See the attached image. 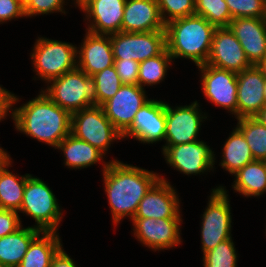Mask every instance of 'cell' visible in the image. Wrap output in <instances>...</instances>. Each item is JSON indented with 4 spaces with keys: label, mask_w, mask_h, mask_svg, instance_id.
<instances>
[{
    "label": "cell",
    "mask_w": 266,
    "mask_h": 267,
    "mask_svg": "<svg viewBox=\"0 0 266 267\" xmlns=\"http://www.w3.org/2000/svg\"><path fill=\"white\" fill-rule=\"evenodd\" d=\"M257 66L262 70L263 75L266 78V58Z\"/></svg>",
    "instance_id": "cell-44"
},
{
    "label": "cell",
    "mask_w": 266,
    "mask_h": 267,
    "mask_svg": "<svg viewBox=\"0 0 266 267\" xmlns=\"http://www.w3.org/2000/svg\"><path fill=\"white\" fill-rule=\"evenodd\" d=\"M47 84V88L42 91L70 114L97 105L95 80L78 67Z\"/></svg>",
    "instance_id": "cell-4"
},
{
    "label": "cell",
    "mask_w": 266,
    "mask_h": 267,
    "mask_svg": "<svg viewBox=\"0 0 266 267\" xmlns=\"http://www.w3.org/2000/svg\"><path fill=\"white\" fill-rule=\"evenodd\" d=\"M19 212L32 217L36 222L34 227L42 232H57L63 217L52 190L42 179L31 174L26 180Z\"/></svg>",
    "instance_id": "cell-5"
},
{
    "label": "cell",
    "mask_w": 266,
    "mask_h": 267,
    "mask_svg": "<svg viewBox=\"0 0 266 267\" xmlns=\"http://www.w3.org/2000/svg\"><path fill=\"white\" fill-rule=\"evenodd\" d=\"M263 92H264V100H265V105H266V78H265V84H264Z\"/></svg>",
    "instance_id": "cell-46"
},
{
    "label": "cell",
    "mask_w": 266,
    "mask_h": 267,
    "mask_svg": "<svg viewBox=\"0 0 266 267\" xmlns=\"http://www.w3.org/2000/svg\"><path fill=\"white\" fill-rule=\"evenodd\" d=\"M18 211L0 209V238L18 230L21 225Z\"/></svg>",
    "instance_id": "cell-38"
},
{
    "label": "cell",
    "mask_w": 266,
    "mask_h": 267,
    "mask_svg": "<svg viewBox=\"0 0 266 267\" xmlns=\"http://www.w3.org/2000/svg\"><path fill=\"white\" fill-rule=\"evenodd\" d=\"M162 21L195 15L196 0H156Z\"/></svg>",
    "instance_id": "cell-34"
},
{
    "label": "cell",
    "mask_w": 266,
    "mask_h": 267,
    "mask_svg": "<svg viewBox=\"0 0 266 267\" xmlns=\"http://www.w3.org/2000/svg\"><path fill=\"white\" fill-rule=\"evenodd\" d=\"M17 102H19L18 96L11 93L9 90L2 88L0 85V121L6 118L8 112L11 113L12 117V107L13 104L15 106V103Z\"/></svg>",
    "instance_id": "cell-40"
},
{
    "label": "cell",
    "mask_w": 266,
    "mask_h": 267,
    "mask_svg": "<svg viewBox=\"0 0 266 267\" xmlns=\"http://www.w3.org/2000/svg\"><path fill=\"white\" fill-rule=\"evenodd\" d=\"M195 15L204 17L216 28L229 27L232 21L225 0H196Z\"/></svg>",
    "instance_id": "cell-31"
},
{
    "label": "cell",
    "mask_w": 266,
    "mask_h": 267,
    "mask_svg": "<svg viewBox=\"0 0 266 267\" xmlns=\"http://www.w3.org/2000/svg\"><path fill=\"white\" fill-rule=\"evenodd\" d=\"M222 151L223 158L219 165L232 175L237 173L246 164L254 161L251 149L242 132L237 127L233 129L225 141Z\"/></svg>",
    "instance_id": "cell-28"
},
{
    "label": "cell",
    "mask_w": 266,
    "mask_h": 267,
    "mask_svg": "<svg viewBox=\"0 0 266 267\" xmlns=\"http://www.w3.org/2000/svg\"><path fill=\"white\" fill-rule=\"evenodd\" d=\"M180 199L177 191L166 178L160 179L139 202L133 218H181Z\"/></svg>",
    "instance_id": "cell-16"
},
{
    "label": "cell",
    "mask_w": 266,
    "mask_h": 267,
    "mask_svg": "<svg viewBox=\"0 0 266 267\" xmlns=\"http://www.w3.org/2000/svg\"><path fill=\"white\" fill-rule=\"evenodd\" d=\"M139 85L123 84L118 92L101 106L106 117L123 134L132 124L137 111L149 99Z\"/></svg>",
    "instance_id": "cell-15"
},
{
    "label": "cell",
    "mask_w": 266,
    "mask_h": 267,
    "mask_svg": "<svg viewBox=\"0 0 266 267\" xmlns=\"http://www.w3.org/2000/svg\"><path fill=\"white\" fill-rule=\"evenodd\" d=\"M172 60L168 50L165 49L161 54L139 62L138 85L144 88L147 85L160 84L165 80L166 72L170 68Z\"/></svg>",
    "instance_id": "cell-30"
},
{
    "label": "cell",
    "mask_w": 266,
    "mask_h": 267,
    "mask_svg": "<svg viewBox=\"0 0 266 267\" xmlns=\"http://www.w3.org/2000/svg\"><path fill=\"white\" fill-rule=\"evenodd\" d=\"M162 153L168 165L188 176L210 172L216 159L214 151L202 140L163 146Z\"/></svg>",
    "instance_id": "cell-12"
},
{
    "label": "cell",
    "mask_w": 266,
    "mask_h": 267,
    "mask_svg": "<svg viewBox=\"0 0 266 267\" xmlns=\"http://www.w3.org/2000/svg\"><path fill=\"white\" fill-rule=\"evenodd\" d=\"M75 1L74 4L78 5V7H82L88 0H73Z\"/></svg>",
    "instance_id": "cell-45"
},
{
    "label": "cell",
    "mask_w": 266,
    "mask_h": 267,
    "mask_svg": "<svg viewBox=\"0 0 266 267\" xmlns=\"http://www.w3.org/2000/svg\"><path fill=\"white\" fill-rule=\"evenodd\" d=\"M65 0H29L24 6L26 17L61 12L66 14L64 9Z\"/></svg>",
    "instance_id": "cell-36"
},
{
    "label": "cell",
    "mask_w": 266,
    "mask_h": 267,
    "mask_svg": "<svg viewBox=\"0 0 266 267\" xmlns=\"http://www.w3.org/2000/svg\"><path fill=\"white\" fill-rule=\"evenodd\" d=\"M114 59L138 62L161 54L166 49L165 30L118 32L110 35Z\"/></svg>",
    "instance_id": "cell-9"
},
{
    "label": "cell",
    "mask_w": 266,
    "mask_h": 267,
    "mask_svg": "<svg viewBox=\"0 0 266 267\" xmlns=\"http://www.w3.org/2000/svg\"><path fill=\"white\" fill-rule=\"evenodd\" d=\"M166 102L149 99L137 111L122 139L132 137L141 143H157L165 138Z\"/></svg>",
    "instance_id": "cell-14"
},
{
    "label": "cell",
    "mask_w": 266,
    "mask_h": 267,
    "mask_svg": "<svg viewBox=\"0 0 266 267\" xmlns=\"http://www.w3.org/2000/svg\"><path fill=\"white\" fill-rule=\"evenodd\" d=\"M79 47L77 48V67L88 76H93L114 65L110 35H98L86 31Z\"/></svg>",
    "instance_id": "cell-21"
},
{
    "label": "cell",
    "mask_w": 266,
    "mask_h": 267,
    "mask_svg": "<svg viewBox=\"0 0 266 267\" xmlns=\"http://www.w3.org/2000/svg\"><path fill=\"white\" fill-rule=\"evenodd\" d=\"M32 51L33 71L46 83L77 67V46L72 43L38 37Z\"/></svg>",
    "instance_id": "cell-6"
},
{
    "label": "cell",
    "mask_w": 266,
    "mask_h": 267,
    "mask_svg": "<svg viewBox=\"0 0 266 267\" xmlns=\"http://www.w3.org/2000/svg\"><path fill=\"white\" fill-rule=\"evenodd\" d=\"M254 117L266 126V105Z\"/></svg>",
    "instance_id": "cell-42"
},
{
    "label": "cell",
    "mask_w": 266,
    "mask_h": 267,
    "mask_svg": "<svg viewBox=\"0 0 266 267\" xmlns=\"http://www.w3.org/2000/svg\"><path fill=\"white\" fill-rule=\"evenodd\" d=\"M165 30L156 0H126L121 32Z\"/></svg>",
    "instance_id": "cell-22"
},
{
    "label": "cell",
    "mask_w": 266,
    "mask_h": 267,
    "mask_svg": "<svg viewBox=\"0 0 266 267\" xmlns=\"http://www.w3.org/2000/svg\"><path fill=\"white\" fill-rule=\"evenodd\" d=\"M17 1H19L23 6H25L29 0H17Z\"/></svg>",
    "instance_id": "cell-47"
},
{
    "label": "cell",
    "mask_w": 266,
    "mask_h": 267,
    "mask_svg": "<svg viewBox=\"0 0 266 267\" xmlns=\"http://www.w3.org/2000/svg\"><path fill=\"white\" fill-rule=\"evenodd\" d=\"M104 191L114 224L126 217L132 220L139 202L160 179L159 174L119 160L103 162Z\"/></svg>",
    "instance_id": "cell-1"
},
{
    "label": "cell",
    "mask_w": 266,
    "mask_h": 267,
    "mask_svg": "<svg viewBox=\"0 0 266 267\" xmlns=\"http://www.w3.org/2000/svg\"><path fill=\"white\" fill-rule=\"evenodd\" d=\"M232 188L244 197H258L266 192V161L254 160L234 174Z\"/></svg>",
    "instance_id": "cell-26"
},
{
    "label": "cell",
    "mask_w": 266,
    "mask_h": 267,
    "mask_svg": "<svg viewBox=\"0 0 266 267\" xmlns=\"http://www.w3.org/2000/svg\"><path fill=\"white\" fill-rule=\"evenodd\" d=\"M92 77L96 83L97 105L99 106L113 97L123 85L114 65L105 68Z\"/></svg>",
    "instance_id": "cell-33"
},
{
    "label": "cell",
    "mask_w": 266,
    "mask_h": 267,
    "mask_svg": "<svg viewBox=\"0 0 266 267\" xmlns=\"http://www.w3.org/2000/svg\"><path fill=\"white\" fill-rule=\"evenodd\" d=\"M55 149L63 151L64 165L71 169L88 168L98 162L100 163L105 157L97 148L84 140L76 138L71 133Z\"/></svg>",
    "instance_id": "cell-24"
},
{
    "label": "cell",
    "mask_w": 266,
    "mask_h": 267,
    "mask_svg": "<svg viewBox=\"0 0 266 267\" xmlns=\"http://www.w3.org/2000/svg\"><path fill=\"white\" fill-rule=\"evenodd\" d=\"M237 252L232 240L227 239L203 254L204 267H237Z\"/></svg>",
    "instance_id": "cell-32"
},
{
    "label": "cell",
    "mask_w": 266,
    "mask_h": 267,
    "mask_svg": "<svg viewBox=\"0 0 266 267\" xmlns=\"http://www.w3.org/2000/svg\"><path fill=\"white\" fill-rule=\"evenodd\" d=\"M236 127L242 132L254 160L266 161V126L255 117L237 119Z\"/></svg>",
    "instance_id": "cell-29"
},
{
    "label": "cell",
    "mask_w": 266,
    "mask_h": 267,
    "mask_svg": "<svg viewBox=\"0 0 266 267\" xmlns=\"http://www.w3.org/2000/svg\"><path fill=\"white\" fill-rule=\"evenodd\" d=\"M9 157L0 166V209L19 211L23 200L26 180L30 174L16 176L7 168L11 167Z\"/></svg>",
    "instance_id": "cell-27"
},
{
    "label": "cell",
    "mask_w": 266,
    "mask_h": 267,
    "mask_svg": "<svg viewBox=\"0 0 266 267\" xmlns=\"http://www.w3.org/2000/svg\"><path fill=\"white\" fill-rule=\"evenodd\" d=\"M58 232H41L29 245L18 267H50L53 256L63 246Z\"/></svg>",
    "instance_id": "cell-25"
},
{
    "label": "cell",
    "mask_w": 266,
    "mask_h": 267,
    "mask_svg": "<svg viewBox=\"0 0 266 267\" xmlns=\"http://www.w3.org/2000/svg\"><path fill=\"white\" fill-rule=\"evenodd\" d=\"M215 29L198 15L171 20L165 24L166 49L173 60L185 58L196 66L206 64Z\"/></svg>",
    "instance_id": "cell-3"
},
{
    "label": "cell",
    "mask_w": 266,
    "mask_h": 267,
    "mask_svg": "<svg viewBox=\"0 0 266 267\" xmlns=\"http://www.w3.org/2000/svg\"><path fill=\"white\" fill-rule=\"evenodd\" d=\"M208 199L207 208H205L201 220L203 254L232 237L230 199L225 187L220 185L212 189Z\"/></svg>",
    "instance_id": "cell-8"
},
{
    "label": "cell",
    "mask_w": 266,
    "mask_h": 267,
    "mask_svg": "<svg viewBox=\"0 0 266 267\" xmlns=\"http://www.w3.org/2000/svg\"><path fill=\"white\" fill-rule=\"evenodd\" d=\"M232 19L266 18V0H225Z\"/></svg>",
    "instance_id": "cell-35"
},
{
    "label": "cell",
    "mask_w": 266,
    "mask_h": 267,
    "mask_svg": "<svg viewBox=\"0 0 266 267\" xmlns=\"http://www.w3.org/2000/svg\"><path fill=\"white\" fill-rule=\"evenodd\" d=\"M71 134L88 142L104 155L114 141L122 139V134L106 117L102 106L99 105L71 114Z\"/></svg>",
    "instance_id": "cell-7"
},
{
    "label": "cell",
    "mask_w": 266,
    "mask_h": 267,
    "mask_svg": "<svg viewBox=\"0 0 266 267\" xmlns=\"http://www.w3.org/2000/svg\"><path fill=\"white\" fill-rule=\"evenodd\" d=\"M230 30L241 44L251 65H259L266 58V18H235Z\"/></svg>",
    "instance_id": "cell-20"
},
{
    "label": "cell",
    "mask_w": 266,
    "mask_h": 267,
    "mask_svg": "<svg viewBox=\"0 0 266 267\" xmlns=\"http://www.w3.org/2000/svg\"><path fill=\"white\" fill-rule=\"evenodd\" d=\"M26 17L24 6L17 0H0V24Z\"/></svg>",
    "instance_id": "cell-39"
},
{
    "label": "cell",
    "mask_w": 266,
    "mask_h": 267,
    "mask_svg": "<svg viewBox=\"0 0 266 267\" xmlns=\"http://www.w3.org/2000/svg\"><path fill=\"white\" fill-rule=\"evenodd\" d=\"M199 103L194 101L191 105L172 107L166 103L165 145L176 146L199 140L203 119H207L199 109ZM198 138V139H197Z\"/></svg>",
    "instance_id": "cell-10"
},
{
    "label": "cell",
    "mask_w": 266,
    "mask_h": 267,
    "mask_svg": "<svg viewBox=\"0 0 266 267\" xmlns=\"http://www.w3.org/2000/svg\"><path fill=\"white\" fill-rule=\"evenodd\" d=\"M135 238L153 251L168 250L182 243V218H133Z\"/></svg>",
    "instance_id": "cell-13"
},
{
    "label": "cell",
    "mask_w": 266,
    "mask_h": 267,
    "mask_svg": "<svg viewBox=\"0 0 266 267\" xmlns=\"http://www.w3.org/2000/svg\"><path fill=\"white\" fill-rule=\"evenodd\" d=\"M50 267H77L73 259L61 247L53 256Z\"/></svg>",
    "instance_id": "cell-41"
},
{
    "label": "cell",
    "mask_w": 266,
    "mask_h": 267,
    "mask_svg": "<svg viewBox=\"0 0 266 267\" xmlns=\"http://www.w3.org/2000/svg\"><path fill=\"white\" fill-rule=\"evenodd\" d=\"M114 67L122 84L138 85L139 62L131 59H114Z\"/></svg>",
    "instance_id": "cell-37"
},
{
    "label": "cell",
    "mask_w": 266,
    "mask_h": 267,
    "mask_svg": "<svg viewBox=\"0 0 266 267\" xmlns=\"http://www.w3.org/2000/svg\"><path fill=\"white\" fill-rule=\"evenodd\" d=\"M42 231L34 226L23 225L13 233L0 238V264L3 267H18L31 242Z\"/></svg>",
    "instance_id": "cell-23"
},
{
    "label": "cell",
    "mask_w": 266,
    "mask_h": 267,
    "mask_svg": "<svg viewBox=\"0 0 266 267\" xmlns=\"http://www.w3.org/2000/svg\"><path fill=\"white\" fill-rule=\"evenodd\" d=\"M197 68L201 72V89L206 99L228 110L237 119V73L208 64Z\"/></svg>",
    "instance_id": "cell-11"
},
{
    "label": "cell",
    "mask_w": 266,
    "mask_h": 267,
    "mask_svg": "<svg viewBox=\"0 0 266 267\" xmlns=\"http://www.w3.org/2000/svg\"><path fill=\"white\" fill-rule=\"evenodd\" d=\"M125 4L126 0H88L79 8L90 23L86 31L98 35L121 32Z\"/></svg>",
    "instance_id": "cell-18"
},
{
    "label": "cell",
    "mask_w": 266,
    "mask_h": 267,
    "mask_svg": "<svg viewBox=\"0 0 266 267\" xmlns=\"http://www.w3.org/2000/svg\"><path fill=\"white\" fill-rule=\"evenodd\" d=\"M265 77L256 66L237 73V119L254 117L264 106Z\"/></svg>",
    "instance_id": "cell-19"
},
{
    "label": "cell",
    "mask_w": 266,
    "mask_h": 267,
    "mask_svg": "<svg viewBox=\"0 0 266 267\" xmlns=\"http://www.w3.org/2000/svg\"><path fill=\"white\" fill-rule=\"evenodd\" d=\"M10 157V155L0 147V166Z\"/></svg>",
    "instance_id": "cell-43"
},
{
    "label": "cell",
    "mask_w": 266,
    "mask_h": 267,
    "mask_svg": "<svg viewBox=\"0 0 266 267\" xmlns=\"http://www.w3.org/2000/svg\"><path fill=\"white\" fill-rule=\"evenodd\" d=\"M206 64L235 73L252 66L229 27L215 29Z\"/></svg>",
    "instance_id": "cell-17"
},
{
    "label": "cell",
    "mask_w": 266,
    "mask_h": 267,
    "mask_svg": "<svg viewBox=\"0 0 266 267\" xmlns=\"http://www.w3.org/2000/svg\"><path fill=\"white\" fill-rule=\"evenodd\" d=\"M22 105L12 109L14 126L21 133L54 148L71 133V114L42 89L37 97Z\"/></svg>",
    "instance_id": "cell-2"
}]
</instances>
